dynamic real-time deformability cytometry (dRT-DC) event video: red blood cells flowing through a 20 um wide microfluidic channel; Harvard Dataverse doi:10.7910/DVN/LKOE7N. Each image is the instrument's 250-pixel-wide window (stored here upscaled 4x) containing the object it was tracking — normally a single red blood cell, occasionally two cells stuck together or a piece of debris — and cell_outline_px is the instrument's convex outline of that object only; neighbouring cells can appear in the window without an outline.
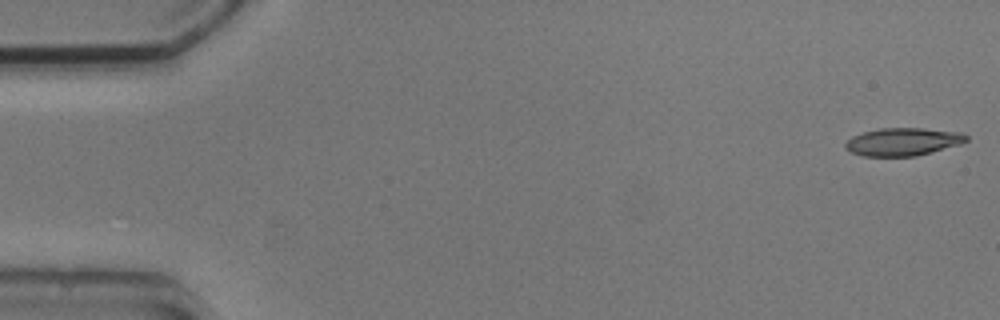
{"species": "common noctule bat (a hibernating species)", "species_latin": "Nyctalus noctula", "temperature_condition": "cold", "stored_images_in_passage": 5, "camera_frame_rate_fps": 3000, "um_per_image_px": 0.085, "animal": {"sex": "male", "body_mass_g": 20.5, "forearm_length_mm": 52.5}, "frame": {"image": 1, "passage_image": 1, "time_ms": 0.0, "image_size_px": [1000, 320], "cell_outline_px": [[968, 140], [960, 144], [932, 152], [916, 156], [864, 156], [852, 152], [844, 148], [844, 144], [852, 136], [864, 132], [880, 128], [924, 128], [960, 132], [968, 136]], "centroid_in_image_um": [76.75, 12.04], "position_along_channel_um": 8.2, "area_um2": 19.59}}
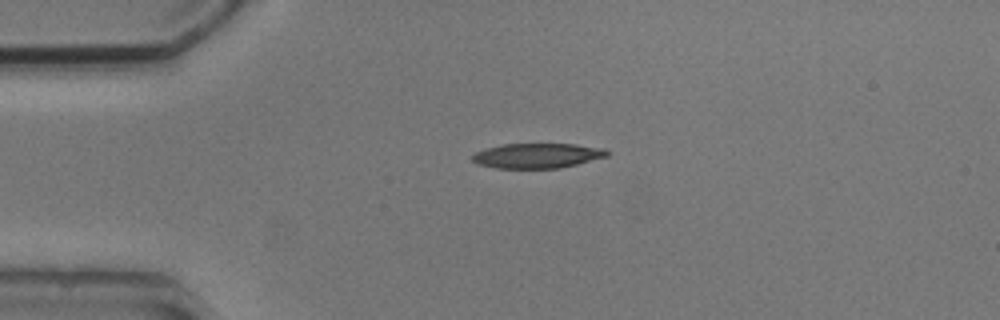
{"frame": {"image": 2, "passage_image": 4, "time_ms": 3.667, "image_size_px": [1000, 320], "cell_outline_px": [[612, 152], [608, 156], [560, 168], [496, 168], [476, 164], [472, 160], [472, 156], [476, 152], [488, 148], [504, 144], [576, 144], [604, 148]], "centroid_in_image_um": [45.7, 13.23], "position_along_channel_um": 39.3, "area_um2": 19.54}}